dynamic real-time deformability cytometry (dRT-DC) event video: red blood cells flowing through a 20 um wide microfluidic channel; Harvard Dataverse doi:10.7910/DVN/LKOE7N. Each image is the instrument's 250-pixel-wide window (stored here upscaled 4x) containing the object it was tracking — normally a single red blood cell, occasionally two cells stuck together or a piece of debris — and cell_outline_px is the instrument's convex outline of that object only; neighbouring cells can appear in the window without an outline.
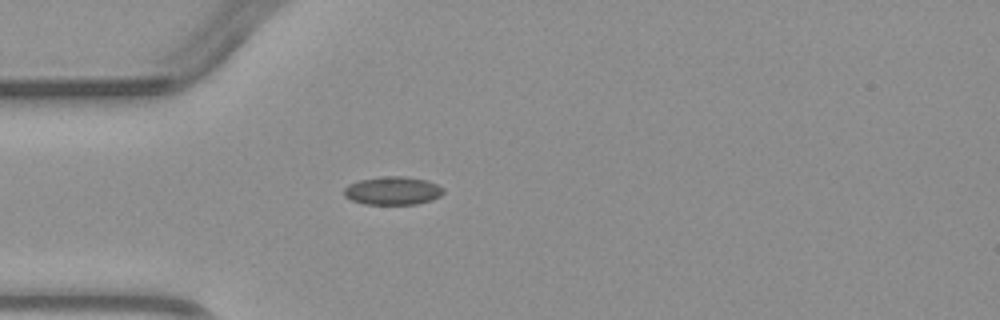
{"species": "common noctule bat (a hibernating species)", "species_latin": "Nyctalus noctula", "temperature_condition": "warm", "stored_images_in_passage": 2, "camera_frame_rate_fps": 3000, "um_per_image_px": 0.085, "animal": {"sex": "male", "body_mass_g": 23.1, "forearm_length_mm": 52.7}, "frame": {"image": 1, "passage_image": 2, "time_ms": 1.333, "image_size_px": [1000, 320], "cell_outline_px": [[444, 192], [440, 196], [432, 200], [416, 204], [364, 204], [352, 200], [344, 196], [344, 188], [348, 184], [360, 180], [384, 176], [404, 176], [428, 180], [444, 188]], "centroid_in_image_um": [33.39, 16.21], "position_along_channel_um": 51.6, "area_um2": 16.42}}